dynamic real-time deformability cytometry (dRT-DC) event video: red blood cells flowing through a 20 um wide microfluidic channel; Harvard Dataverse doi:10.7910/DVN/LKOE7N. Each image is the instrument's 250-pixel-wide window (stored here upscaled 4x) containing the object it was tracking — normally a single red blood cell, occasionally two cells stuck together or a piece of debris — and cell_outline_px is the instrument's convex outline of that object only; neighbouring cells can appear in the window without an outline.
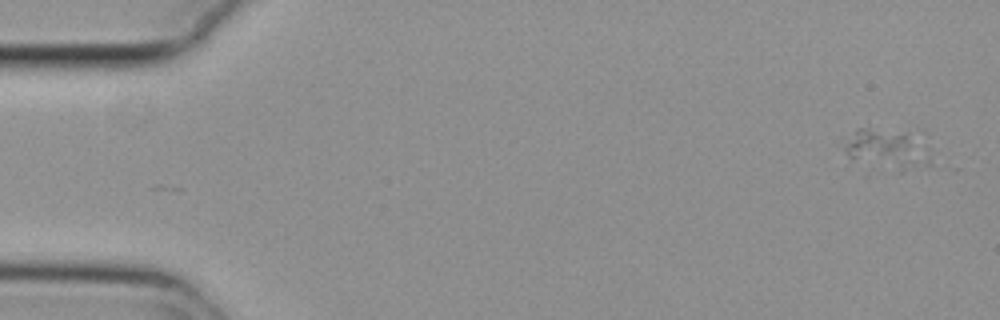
{"species": "common noctule bat (a hibernating species)", "species_latin": "Nyctalus noctula", "temperature_condition": "cold", "stored_images_in_passage": 5, "camera_frame_rate_fps": 3000, "um_per_image_px": 0.085, "animal": {"sex": "female", "body_mass_g": 29.2, "forearm_length_mm": 56.3}, "frame": {"image": 1, "passage_image": 1, "time_ms": 0.0, "image_size_px": [1000, 320], "cell_outline_px": [[912, 160], [904, 172], [900, 172], [848, 156], [844, 148], [856, 128], [868, 128], [904, 136], [908, 144]], "centroid_in_image_um": [74.77, 12.65], "position_along_channel_um": 10.2, "area_um2": 14.74}}